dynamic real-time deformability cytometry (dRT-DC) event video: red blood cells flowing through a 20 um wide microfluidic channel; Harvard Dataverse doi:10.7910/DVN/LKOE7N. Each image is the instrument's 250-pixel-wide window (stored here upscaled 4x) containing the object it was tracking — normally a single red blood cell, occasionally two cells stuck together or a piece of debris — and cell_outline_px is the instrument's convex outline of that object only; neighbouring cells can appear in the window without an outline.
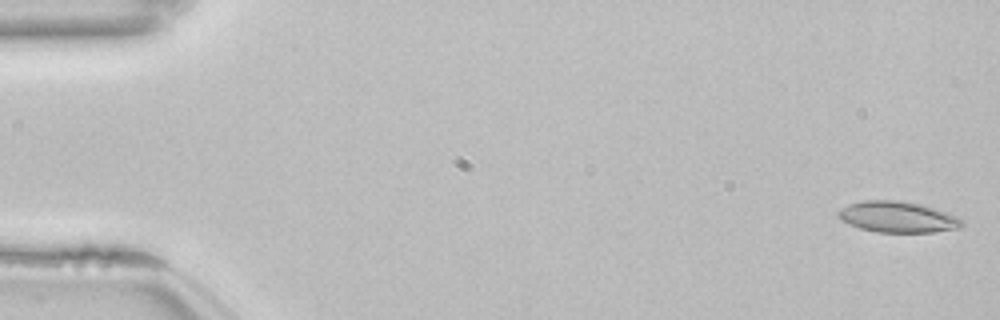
{"species": "common noctule bat (a hibernating species)", "species_latin": "Nyctalus noctula", "temperature_condition": "room temperature", "stored_images_in_passage": 54, "camera_frame_rate_fps": 3000, "um_per_image_px": 0.085, "animal": {"sex": "female", "body_mass_g": 22.7, "forearm_length_mm": 54.2}, "frame": {"image": 1, "passage_image": 2, "time_ms": 0.333, "image_size_px": [1000, 320], "cell_outline_px": [[964, 224], [960, 228], [932, 232], [876, 232], [860, 228], [848, 224], [840, 220], [836, 216], [836, 212], [840, 208], [848, 204], [864, 200], [896, 200], [920, 204], [936, 208], [956, 216], [964, 220]], "centroid_in_image_um": [76.27, 18.44], "position_along_channel_um": 8.7, "area_um2": 22.6}}
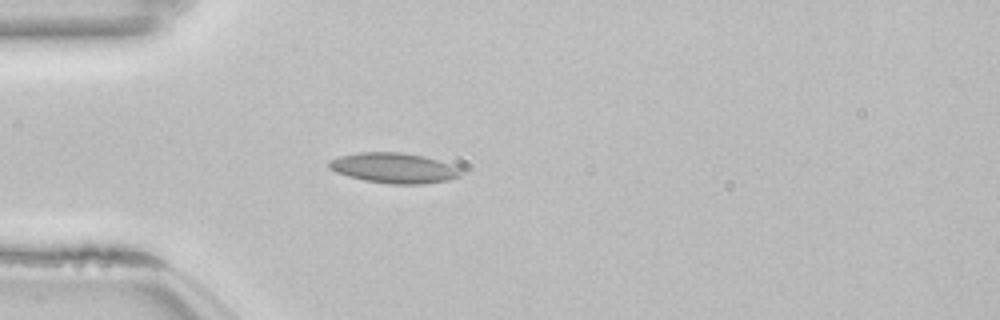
{"frame": {"image": 2, "passage_image": 16, "time_ms": 5.0, "image_size_px": [1000, 320], "cell_outline_px": [[464, 172], [460, 176], [448, 180], [424, 184], [388, 184], [364, 180], [348, 176], [336, 172], [328, 168], [328, 160], [340, 156], [356, 152], [404, 152], [424, 156], [452, 164], [460, 168]], "centroid_in_image_um": [33.49, 14.27], "position_along_channel_um": 51.5, "area_um2": 23.58}}
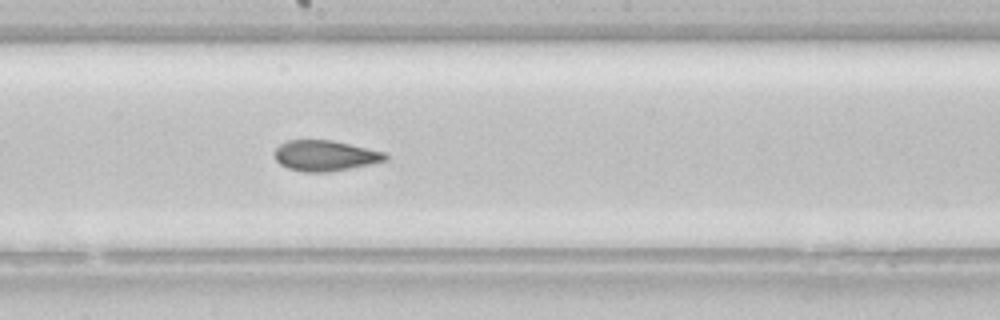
{"frame": {"image": 3, "passage_image": 30, "time_ms": 9.667, "image_size_px": [1000, 320], "cell_outline_px": [[388, 160], [372, 164], [324, 172], [304, 172], [288, 168], [280, 164], [276, 160], [272, 152], [280, 144], [288, 140], [332, 140], [384, 152], [388, 156]], "centroid_in_image_um": [27.6, 13.23], "position_along_channel_um": 220.6, "area_um2": 19.71}, "authors_computed_cell_mechanics": {"area_um2": 21.3282, "velocity_mm_per_s": 3.8492, "shape_relaxation_time_tau1_ms": null, "shape_relaxation_time_tau2_ms": 3.153, "deformation_change_tau1": null, "deformation_change_tau2": 0.0823}}